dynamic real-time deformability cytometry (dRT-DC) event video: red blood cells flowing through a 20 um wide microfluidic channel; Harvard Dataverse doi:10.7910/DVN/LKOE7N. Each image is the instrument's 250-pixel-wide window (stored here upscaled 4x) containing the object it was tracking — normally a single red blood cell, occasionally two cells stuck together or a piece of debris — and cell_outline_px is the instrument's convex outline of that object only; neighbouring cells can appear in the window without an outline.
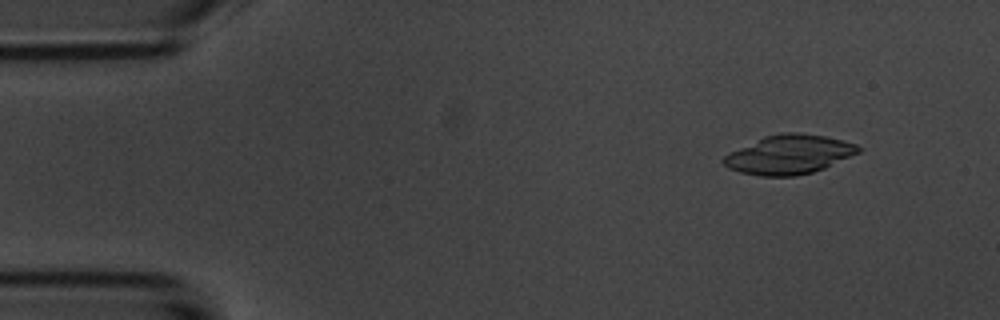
{"species": "common noctule bat (a hibernating species)", "species_latin": "Nyctalus noctula", "temperature_condition": "room temperature", "stored_images_in_passage": 50, "camera_frame_rate_fps": 3000, "um_per_image_px": 0.085, "animal": {"sex": "male", "body_mass_g": 20.1, "forearm_length_mm": 53.5}, "frame": {"image": 1, "passage_image": 2, "time_ms": 0.333, "image_size_px": [1000, 320], "cell_outline_px": [[864, 148], [860, 152], [824, 168], [812, 172], [796, 176], [760, 176], [740, 172], [728, 168], [720, 160], [728, 152], [764, 136], [780, 132], [800, 132], [824, 136], [844, 140], [856, 144]], "centroid_in_image_um": [67.06, 13.12], "position_along_channel_um": 17.9, "area_um2": 30.98}}